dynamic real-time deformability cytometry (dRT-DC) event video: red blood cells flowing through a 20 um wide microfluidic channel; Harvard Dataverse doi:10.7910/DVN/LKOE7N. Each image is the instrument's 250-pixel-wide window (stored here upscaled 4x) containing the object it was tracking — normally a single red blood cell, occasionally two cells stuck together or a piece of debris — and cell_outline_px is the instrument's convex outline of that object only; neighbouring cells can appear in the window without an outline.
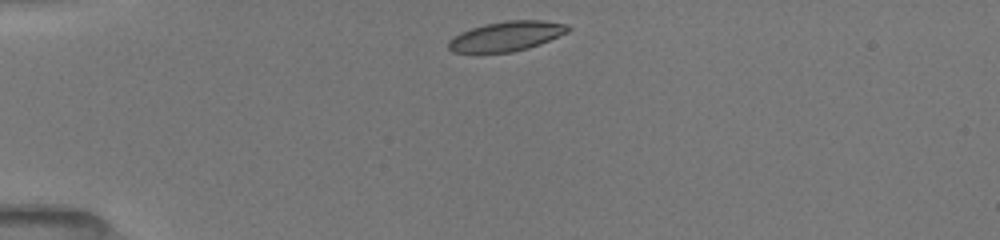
{"species": "common noctule bat (a hibernating species)", "species_latin": "Nyctalus noctula", "temperature_condition": "room temperature", "stored_images_in_passage": 6, "camera_frame_rate_fps": 3000, "um_per_image_px": 0.085, "animal": {"sex": "female", "body_mass_g": 19.5, "forearm_length_mm": 54.1}, "frame": {"image": 1, "passage_image": 1, "time_ms": 0.0, "image_size_px": [1000, 240], "cell_outline_px": [[572, 28], [568, 32], [540, 44], [528, 48], [512, 52], [476, 56], [452, 52], [448, 48], [448, 40], [452, 36], [460, 32], [484, 24], [504, 20], [540, 20], [568, 24]], "centroid_in_image_um": [42.96, 3.12], "position_along_channel_um": 42.0, "area_um2": 21.68}}
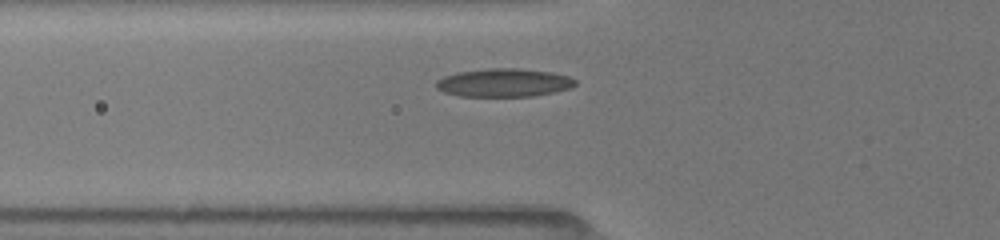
{"frame": {"image": 2, "passage_image": 5, "time_ms": 2.0, "image_size_px": [1000, 240], "cell_outline_px": [[576, 84], [572, 88], [556, 92], [532, 96], [460, 96], [444, 92], [436, 88], [436, 80], [444, 76], [456, 72], [488, 68], [520, 68], [552, 72], [568, 76], [576, 80]], "centroid_in_image_um": [42.84, 7.02], "position_along_channel_um": 83.0, "area_um2": 23.12}}